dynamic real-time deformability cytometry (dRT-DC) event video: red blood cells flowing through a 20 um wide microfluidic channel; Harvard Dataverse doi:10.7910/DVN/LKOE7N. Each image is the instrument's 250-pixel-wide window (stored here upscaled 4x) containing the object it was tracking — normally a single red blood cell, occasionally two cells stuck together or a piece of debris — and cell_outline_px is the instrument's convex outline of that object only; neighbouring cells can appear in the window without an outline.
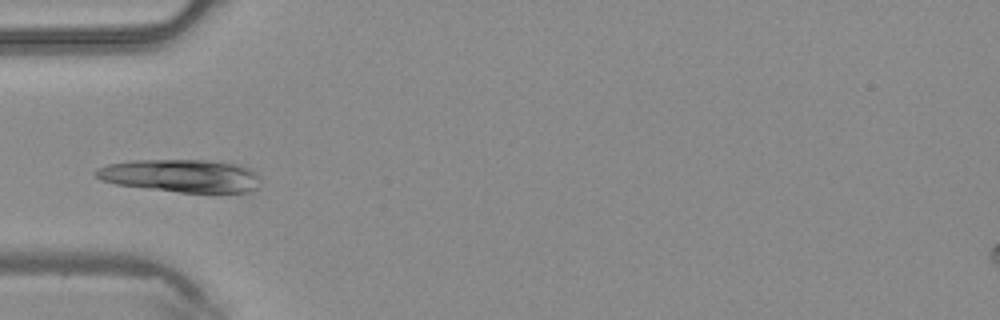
{"species": "common noctule bat (a hibernating species)", "species_latin": "Nyctalus noctula", "temperature_condition": "warm", "stored_images_in_passage": 3, "camera_frame_rate_fps": 3000, "um_per_image_px": 0.085, "animal": {"sex": "male", "body_mass_g": 20.4}, "frame": {"image": 1, "passage_image": 3, "time_ms": 0.667, "image_size_px": [1000, 320], "cell_outline_px": [[260, 176], [256, 188], [248, 192], [180, 192], [116, 184], [100, 180], [92, 172], [96, 168], [108, 164], [132, 160], [208, 160], [240, 164], [252, 168]], "centroid_in_image_um": [15.39, 14.92], "position_along_channel_um": 69.6, "area_um2": 31.67}}